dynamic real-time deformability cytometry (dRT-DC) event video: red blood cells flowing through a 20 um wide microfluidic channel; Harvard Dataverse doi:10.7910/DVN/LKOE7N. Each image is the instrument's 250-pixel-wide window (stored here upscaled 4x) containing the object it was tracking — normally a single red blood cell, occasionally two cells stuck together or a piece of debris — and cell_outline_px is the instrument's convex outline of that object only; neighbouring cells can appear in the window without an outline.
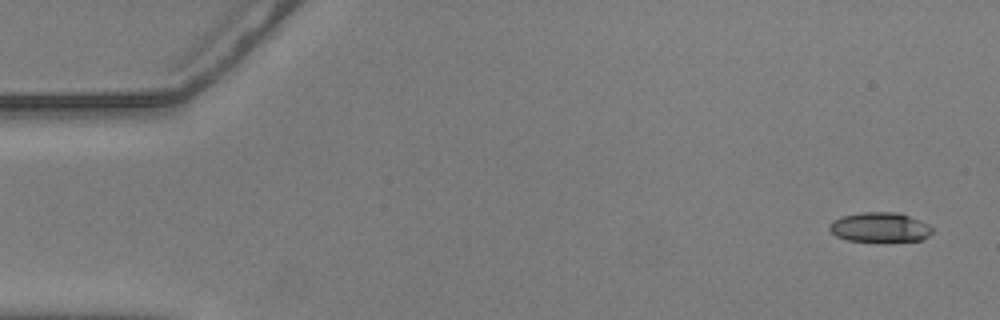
{"species": "common noctule bat (a hibernating species)", "species_latin": "Nyctalus noctula", "temperature_condition": "warm", "stored_images_in_passage": 8, "camera_frame_rate_fps": 3000, "um_per_image_px": 0.085, "animal": {"sex": "male", "body_mass_g": 20.5, "forearm_length_mm": 52.5}, "frame": {"image": 1, "passage_image": 1, "time_ms": 0.0, "image_size_px": [1000, 320], "cell_outline_px": [[932, 232], [928, 236], [920, 240], [888, 244], [848, 240], [836, 236], [828, 228], [828, 224], [832, 220], [840, 216], [860, 212], [900, 212], [920, 220], [928, 224], [932, 228]], "centroid_in_image_um": [74.78, 19.35], "position_along_channel_um": 10.2, "area_um2": 18.67}}